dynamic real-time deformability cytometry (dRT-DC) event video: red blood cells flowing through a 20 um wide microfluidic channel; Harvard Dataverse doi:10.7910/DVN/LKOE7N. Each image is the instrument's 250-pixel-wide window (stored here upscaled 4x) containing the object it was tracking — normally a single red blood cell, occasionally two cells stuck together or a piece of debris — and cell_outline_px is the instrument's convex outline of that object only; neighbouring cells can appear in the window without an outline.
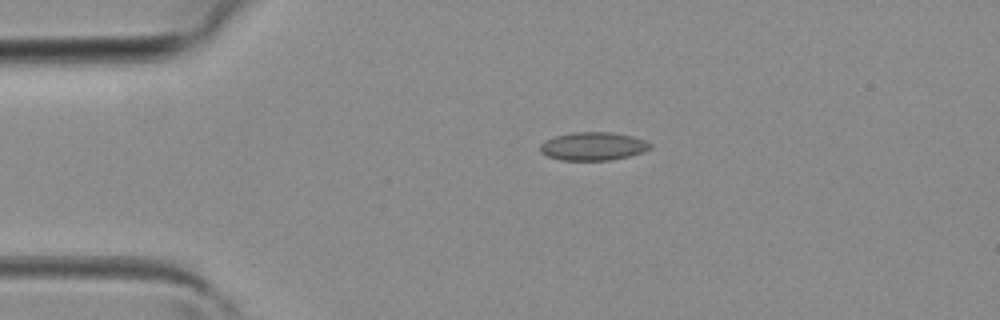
{"species": "common noctule bat (a hibernating species)", "species_latin": "Nyctalus noctula", "temperature_condition": "room temperature", "stored_images_in_passage": 3, "camera_frame_rate_fps": 3000, "um_per_image_px": 0.085, "animal": {"sex": "female", "body_mass_g": 19.3, "forearm_length_mm": 54.1}, "frame": {"image": 1, "passage_image": 3, "time_ms": 0.667, "image_size_px": [1000, 320], "cell_outline_px": [[652, 148], [644, 152], [628, 156], [608, 160], [560, 160], [548, 156], [540, 152], [540, 144], [544, 140], [556, 136], [572, 132], [612, 132], [632, 136], [644, 140], [652, 144]], "centroid_in_image_um": [50.41, 12.43], "position_along_channel_um": 34.6, "area_um2": 18.15}}